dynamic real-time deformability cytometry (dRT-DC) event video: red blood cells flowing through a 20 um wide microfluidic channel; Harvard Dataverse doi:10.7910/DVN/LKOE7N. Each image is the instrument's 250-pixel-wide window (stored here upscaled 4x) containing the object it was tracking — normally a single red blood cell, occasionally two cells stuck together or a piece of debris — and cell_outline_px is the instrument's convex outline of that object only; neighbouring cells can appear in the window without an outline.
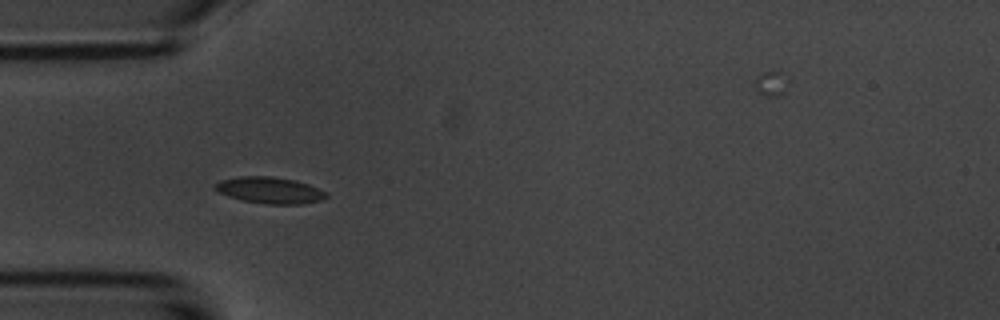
{"species": "common noctule bat (a hibernating species)", "species_latin": "Nyctalus noctula", "temperature_condition": "room temperature", "stored_images_in_passage": 4, "camera_frame_rate_fps": 3000, "um_per_image_px": 0.085, "animal": {"sex": "male", "body_mass_g": 20.1, "forearm_length_mm": 53.5}, "frame": {"image": 1, "passage_image": 3, "time_ms": 3.333, "image_size_px": [1000, 320], "cell_outline_px": [[328, 196], [320, 200], [304, 204], [264, 204], [240, 200], [228, 196], [220, 192], [216, 188], [216, 184], [220, 180], [240, 176], [272, 176], [296, 180], [308, 184], [328, 192]], "centroid_in_image_um": [22.97, 16.17], "position_along_channel_um": 62.0, "area_um2": 17.17}}